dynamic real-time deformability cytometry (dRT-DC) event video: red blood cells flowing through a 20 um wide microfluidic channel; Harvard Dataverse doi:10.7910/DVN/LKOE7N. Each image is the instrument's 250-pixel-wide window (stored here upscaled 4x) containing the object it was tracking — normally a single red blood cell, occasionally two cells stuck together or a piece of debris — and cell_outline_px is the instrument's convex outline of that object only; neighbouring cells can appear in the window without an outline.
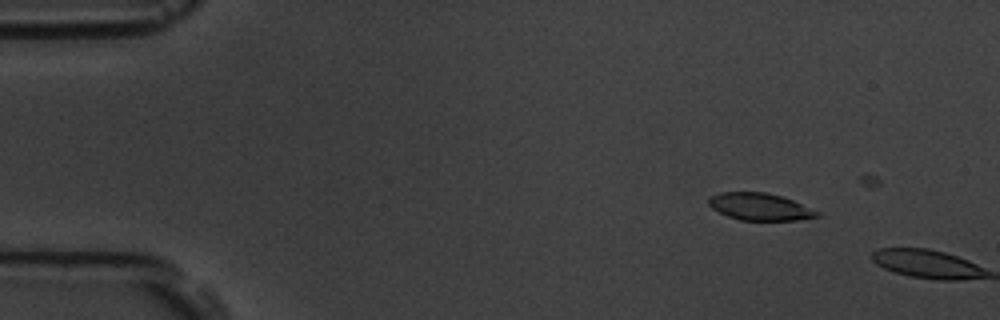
{"species": "common noctule bat (a hibernating species)", "species_latin": "Nyctalus noctula", "temperature_condition": "room temperature", "stored_images_in_passage": 3, "camera_frame_rate_fps": 3000, "um_per_image_px": 0.085, "animal": {"sex": "male", "body_mass_g": 19.5, "forearm_length_mm": 54.6}, "frame": {"image": 1, "passage_image": 2, "time_ms": 2.0, "image_size_px": [1000, 320], "cell_outline_px": [[820, 216], [796, 220], [740, 220], [728, 216], [712, 208], [708, 204], [708, 200], [712, 196], [720, 192], [764, 192], [780, 196], [792, 200], [820, 212]], "centroid_in_image_um": [64.58, 17.57], "position_along_channel_um": 20.4, "area_um2": 16.94}}